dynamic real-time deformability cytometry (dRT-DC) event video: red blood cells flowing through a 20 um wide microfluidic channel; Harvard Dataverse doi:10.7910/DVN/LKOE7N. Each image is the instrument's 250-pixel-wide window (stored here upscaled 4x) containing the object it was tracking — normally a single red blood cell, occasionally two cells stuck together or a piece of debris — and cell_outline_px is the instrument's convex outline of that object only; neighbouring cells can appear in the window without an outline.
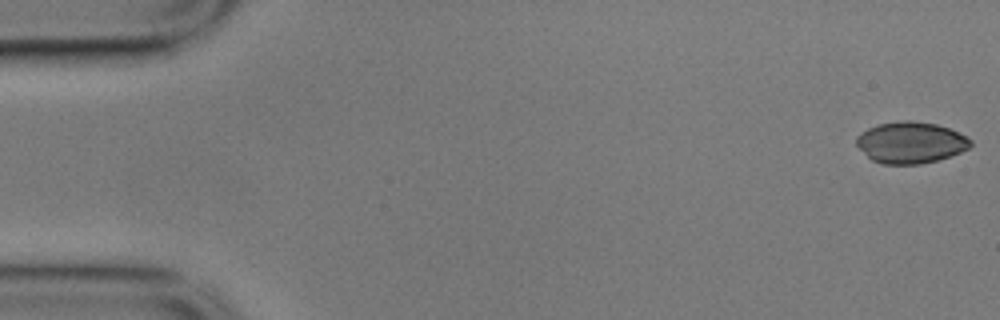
{"species": "common noctule bat (a hibernating species)", "species_latin": "Nyctalus noctula", "temperature_condition": "cold", "stored_images_in_passage": 56, "camera_frame_rate_fps": 3000, "um_per_image_px": 0.085, "animal": {"sex": "male", "body_mass_g": 17.9}, "frame": {"image": 1, "passage_image": 1, "time_ms": 0.0, "image_size_px": [1000, 320], "cell_outline_px": [[972, 144], [968, 148], [960, 152], [936, 160], [920, 164], [884, 164], [872, 160], [856, 144], [856, 136], [868, 128], [880, 124], [904, 120], [912, 120], [936, 124], [948, 128], [972, 140]], "centroid_in_image_um": [77.39, 12.11], "position_along_channel_um": 7.6, "area_um2": 27.17}}
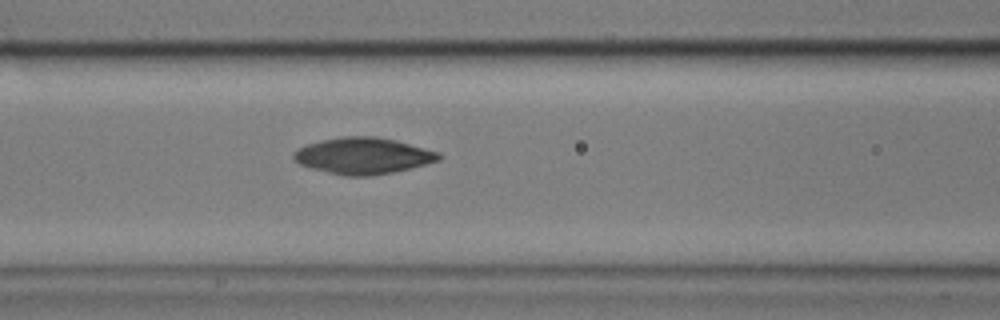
{"frame": {"image": 2, "passage_image": 23, "time_ms": 7.333, "image_size_px": [1000, 320], "cell_outline_px": [[444, 156], [440, 160], [392, 172], [368, 176], [344, 176], [308, 168], [300, 164], [292, 156], [292, 152], [308, 144], [320, 140], [340, 136], [376, 136], [396, 140], [440, 152]], "centroid_in_image_um": [30.85, 13.23], "position_along_channel_um": 135.7, "area_um2": 30.87}}
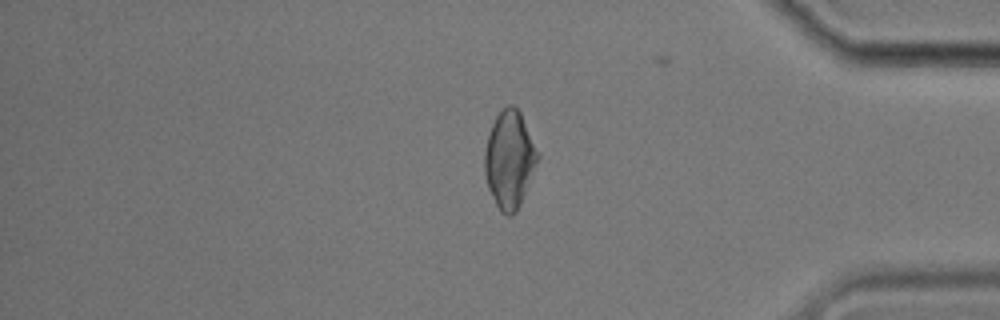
{"frame": {"image": 3, "passage_image": 47, "time_ms": 15.333, "image_size_px": [1000, 320], "cell_outline_px": [[540, 156], [520, 204], [516, 212], [512, 216], [508, 216], [500, 212], [488, 188], [484, 172], [484, 152], [488, 136], [492, 124], [496, 116], [508, 104], [512, 104], [520, 112], [540, 152]], "centroid_in_image_um": [43.31, 13.56], "position_along_channel_um": 391.9, "area_um2": 30.11}, "authors_computed_cell_mechanics": {"area_um2": 29.478, "velocity_mm_per_s": 3.5211, "shape_relaxation_time_tau1_ms": null, "shape_relaxation_time_tau2_ms": 4.5429, "deformation_change_tau1": null, "deformation_change_tau2": 0.071}}